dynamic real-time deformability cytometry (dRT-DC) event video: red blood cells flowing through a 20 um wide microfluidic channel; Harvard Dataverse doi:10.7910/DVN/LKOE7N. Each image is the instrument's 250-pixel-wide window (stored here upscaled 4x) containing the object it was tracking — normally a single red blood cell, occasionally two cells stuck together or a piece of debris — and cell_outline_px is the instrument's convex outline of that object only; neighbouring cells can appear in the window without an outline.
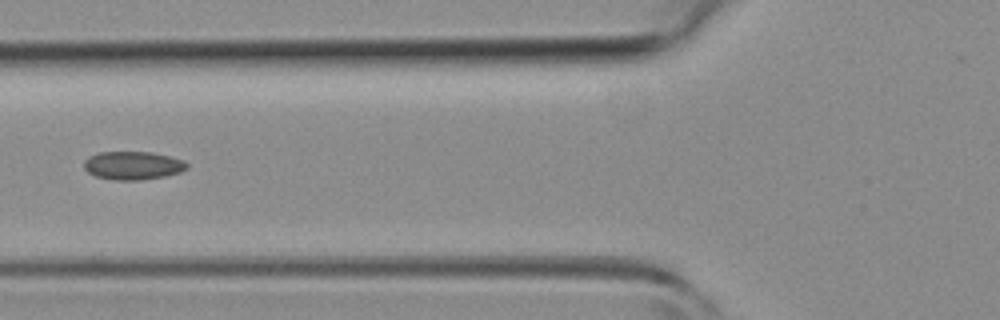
{"species": "common noctule bat (a hibernating species)", "species_latin": "Nyctalus noctula", "temperature_condition": "room temperature", "stored_images_in_passage": 5, "camera_frame_rate_fps": 3000, "um_per_image_px": 0.085, "animal": {"sex": "female", "body_mass_g": 19.3, "forearm_length_mm": 54.1}, "frame": {"image": 1, "passage_image": 4, "time_ms": 3.667, "image_size_px": [1000, 320], "cell_outline_px": [[188, 168], [180, 172], [164, 176], [140, 180], [112, 180], [96, 176], [88, 172], [84, 168], [84, 160], [88, 156], [100, 152], [152, 152], [184, 160], [188, 164]], "centroid_in_image_um": [11.28, 14.06], "position_along_channel_um": 114.5, "area_um2": 16.99}}
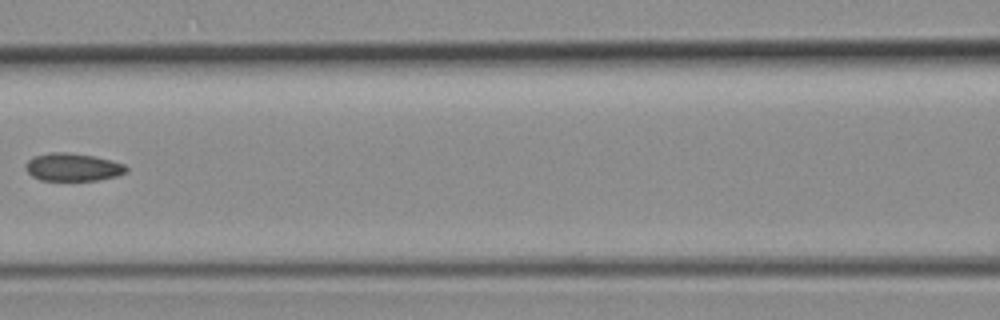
{"frame": {"image": 2, "passage_image": 5, "time_ms": 4.667, "image_size_px": [1000, 320], "cell_outline_px": [[128, 172], [116, 176], [100, 180], [40, 180], [32, 176], [24, 168], [28, 160], [36, 156], [52, 152], [68, 152], [92, 156], [112, 160], [124, 164], [128, 168]], "centroid_in_image_um": [6.21, 14.21], "position_along_channel_um": 160.4, "area_um2": 16.3}}